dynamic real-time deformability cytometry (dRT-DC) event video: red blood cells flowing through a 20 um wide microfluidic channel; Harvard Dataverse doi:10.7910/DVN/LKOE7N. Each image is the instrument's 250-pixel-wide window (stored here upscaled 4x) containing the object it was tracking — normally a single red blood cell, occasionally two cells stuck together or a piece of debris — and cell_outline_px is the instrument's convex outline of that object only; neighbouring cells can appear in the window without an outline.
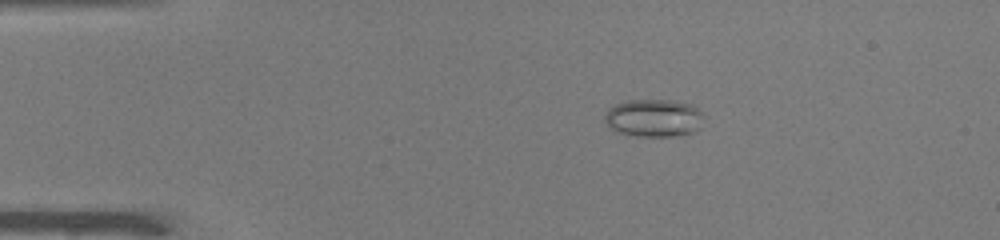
{"species": "common noctule bat (a hibernating species)", "species_latin": "Nyctalus noctula", "temperature_condition": "warm", "stored_images_in_passage": 44, "camera_frame_rate_fps": 3000, "um_per_image_px": 0.085, "animal": {"sex": "male", "body_mass_g": 19.0, "forearm_length_mm": 50.8}, "frame": {"image": 1, "passage_image": 3, "time_ms": 0.667, "image_size_px": [1000, 240], "cell_outline_px": [[704, 116], [700, 128], [696, 132], [676, 136], [636, 136], [616, 132], [608, 128], [604, 120], [604, 116], [608, 108], [616, 104], [628, 100], [676, 100], [692, 104]], "centroid_in_image_um": [55.57, 10.03], "position_along_channel_um": 29.4, "area_um2": 22.2}}
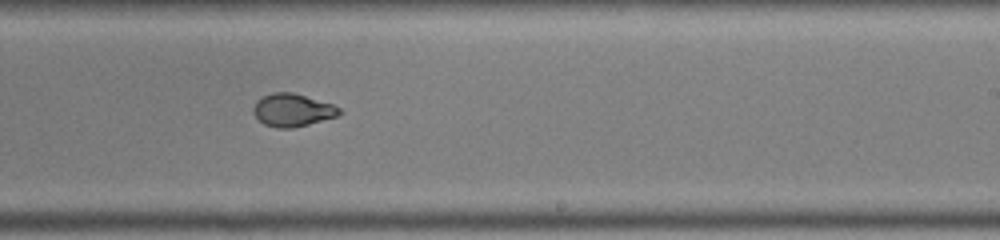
{"frame": {"image": 2, "passage_image": 25, "time_ms": 8.0, "image_size_px": [1000, 240], "cell_outline_px": [[340, 112], [336, 116], [308, 124], [292, 128], [276, 128], [264, 124], [252, 112], [252, 108], [256, 100], [272, 92], [292, 92], [332, 104], [340, 108]], "centroid_in_image_um": [24.81, 9.35], "position_along_channel_um": 264.2, "area_um2": 16.24}}
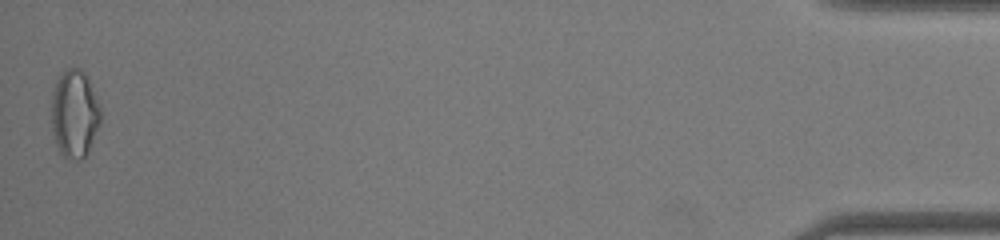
{"frame": {"image": 3, "passage_image": 44, "time_ms": 14.333, "image_size_px": [1000, 240], "cell_outline_px": [[100, 124], [88, 152], [84, 160], [68, 160], [60, 152], [56, 144], [52, 132], [52, 92], [56, 80], [68, 68], [80, 68], [88, 76], [100, 108]], "centroid_in_image_um": [6.34, 9.7], "position_along_channel_um": 428.9, "area_um2": 25.32}, "authors_computed_cell_mechanics": {"area_um2": 18.0047, "velocity_mm_per_s": 4.0045, "shape_relaxation_time_tau1_ms": null, "shape_relaxation_time_tau2_ms": 1.2115, "deformation_change_tau1": null, "deformation_change_tau2": 0.0444}}